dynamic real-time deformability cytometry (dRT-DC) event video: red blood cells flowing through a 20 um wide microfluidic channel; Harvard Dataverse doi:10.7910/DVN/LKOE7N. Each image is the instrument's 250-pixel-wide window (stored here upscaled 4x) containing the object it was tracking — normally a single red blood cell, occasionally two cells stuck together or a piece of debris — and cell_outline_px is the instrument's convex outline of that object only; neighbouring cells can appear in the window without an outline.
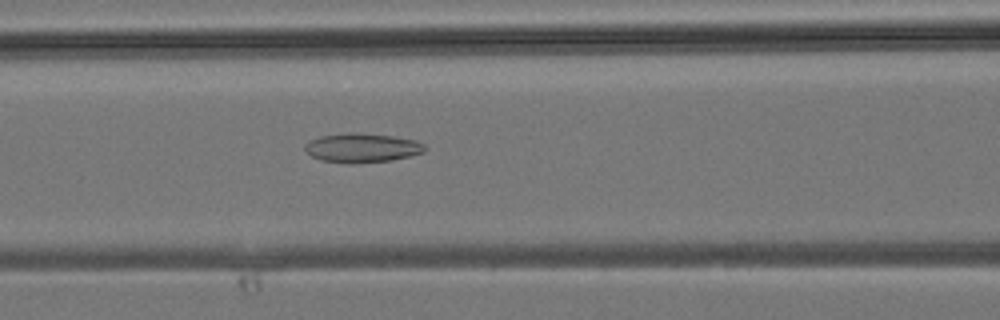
{"species": "common noctule bat (a hibernating species)", "species_latin": "Nyctalus noctula", "temperature_condition": "room temperature", "stored_images_in_passage": 33, "camera_frame_rate_fps": 3000, "um_per_image_px": 0.085, "animal": {"sex": "male", "body_mass_g": 19.2, "forearm_length_mm": 51.8}, "frame": {"image": 1, "passage_image": 16, "time_ms": 5.0, "image_size_px": [1000, 320], "cell_outline_px": [[424, 152], [392, 160], [352, 164], [320, 160], [312, 156], [304, 148], [304, 144], [320, 136], [348, 132], [360, 132], [392, 136], [416, 140], [424, 144]], "centroid_in_image_um": [30.76, 12.56], "position_along_channel_um": 135.8, "area_um2": 20.4}}
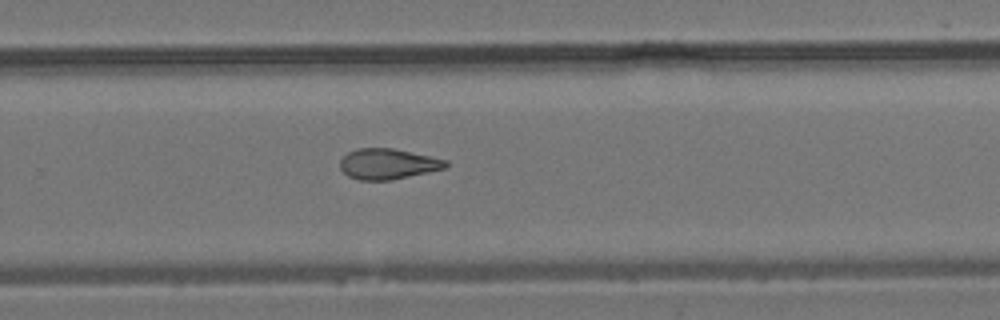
{"frame": {"image": 2, "passage_image": 25, "time_ms": 8.0, "image_size_px": [1000, 320], "cell_outline_px": [[448, 168], [392, 180], [360, 180], [348, 176], [340, 168], [340, 160], [348, 152], [356, 148], [392, 148], [448, 160]], "centroid_in_image_um": [32.98, 13.94], "position_along_channel_um": 296.8, "area_um2": 18.9}}
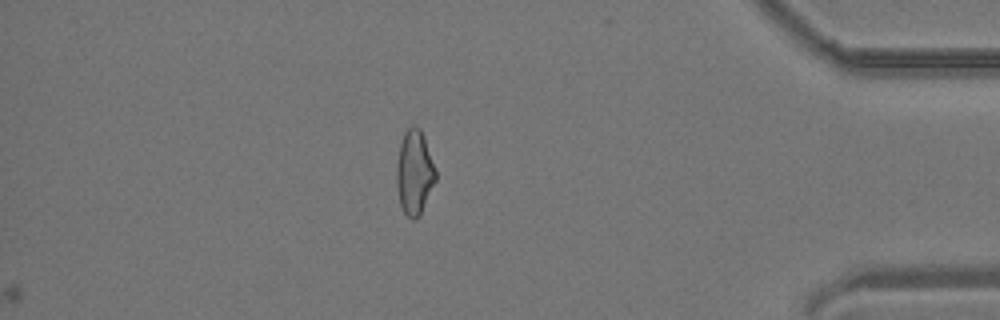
{"frame": {"image": 3, "passage_image": 33, "time_ms": 10.667, "image_size_px": [1000, 320], "cell_outline_px": [[436, 180], [420, 216], [416, 220], [412, 220], [404, 212], [400, 204], [396, 184], [396, 164], [400, 144], [404, 132], [412, 124], [420, 128], [424, 136], [436, 168]], "centroid_in_image_um": [35.23, 14.65], "position_along_channel_um": 400.0, "area_um2": 19.54}}